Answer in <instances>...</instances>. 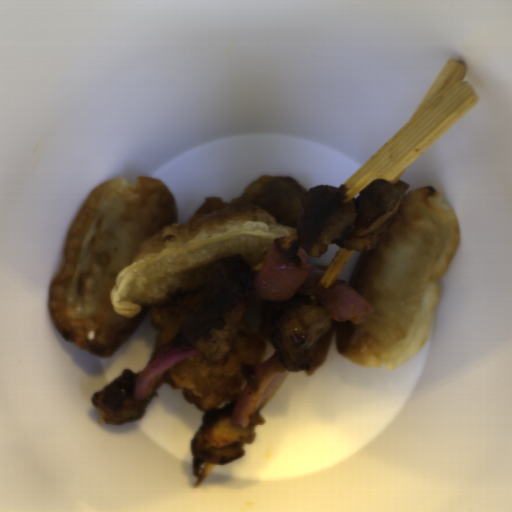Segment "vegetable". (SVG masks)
I'll return each mask as SVG.
<instances>
[{"label": "vegetable", "mask_w": 512, "mask_h": 512, "mask_svg": "<svg viewBox=\"0 0 512 512\" xmlns=\"http://www.w3.org/2000/svg\"><path fill=\"white\" fill-rule=\"evenodd\" d=\"M285 371L279 354L257 365L233 406L230 421L240 425L242 429L247 427L250 422L249 417L259 411L264 392L269 384Z\"/></svg>", "instance_id": "f7b5029e"}, {"label": "vegetable", "mask_w": 512, "mask_h": 512, "mask_svg": "<svg viewBox=\"0 0 512 512\" xmlns=\"http://www.w3.org/2000/svg\"><path fill=\"white\" fill-rule=\"evenodd\" d=\"M202 355L194 348L180 332L167 344L159 347L153 354L147 366L138 372L133 383V398L135 401L144 399L155 393L161 381L170 369L187 358Z\"/></svg>", "instance_id": "ea0f7189"}, {"label": "vegetable", "mask_w": 512, "mask_h": 512, "mask_svg": "<svg viewBox=\"0 0 512 512\" xmlns=\"http://www.w3.org/2000/svg\"><path fill=\"white\" fill-rule=\"evenodd\" d=\"M286 237L274 238L264 255L251 286L254 299L286 303L293 297H314L334 322L350 320L354 325H362L375 311L373 306L347 281L337 279L329 288L319 285L329 266L312 267L309 254L300 244L282 248Z\"/></svg>", "instance_id": "add77e79"}]
</instances>
